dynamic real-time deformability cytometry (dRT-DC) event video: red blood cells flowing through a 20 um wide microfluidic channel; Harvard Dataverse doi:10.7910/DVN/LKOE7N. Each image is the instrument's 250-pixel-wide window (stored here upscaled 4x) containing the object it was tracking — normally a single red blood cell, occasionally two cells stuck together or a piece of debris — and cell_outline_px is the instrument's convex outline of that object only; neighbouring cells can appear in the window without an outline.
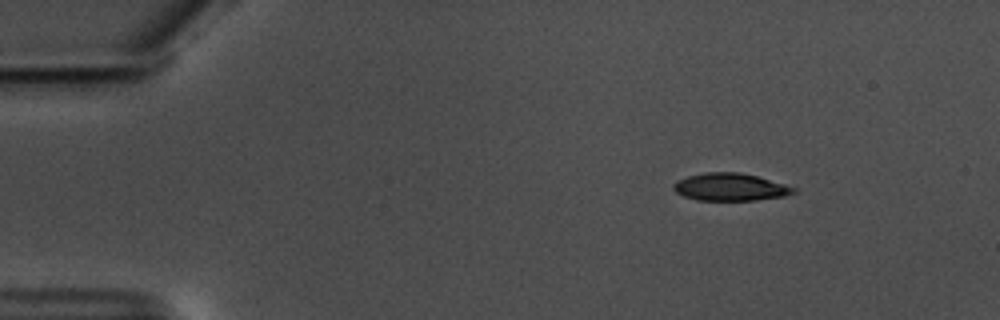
{"species": "common noctule bat (a hibernating species)", "species_latin": "Nyctalus noctula", "temperature_condition": "warm", "stored_images_in_passage": 3, "camera_frame_rate_fps": 3000, "um_per_image_px": 0.085, "animal": {"sex": "male", "body_mass_g": 17.5, "forearm_length_mm": 52.3}, "frame": {"image": 1, "passage_image": 1, "time_ms": 0.0, "image_size_px": [1000, 320], "cell_outline_px": [[796, 192], [784, 196], [756, 200], [696, 200], [684, 196], [676, 192], [672, 188], [672, 184], [676, 180], [688, 176], [704, 172], [740, 172], [756, 176], [784, 184], [796, 188]], "centroid_in_image_um": [62.03, 15.89], "position_along_channel_um": 23.0, "area_um2": 19.25}}